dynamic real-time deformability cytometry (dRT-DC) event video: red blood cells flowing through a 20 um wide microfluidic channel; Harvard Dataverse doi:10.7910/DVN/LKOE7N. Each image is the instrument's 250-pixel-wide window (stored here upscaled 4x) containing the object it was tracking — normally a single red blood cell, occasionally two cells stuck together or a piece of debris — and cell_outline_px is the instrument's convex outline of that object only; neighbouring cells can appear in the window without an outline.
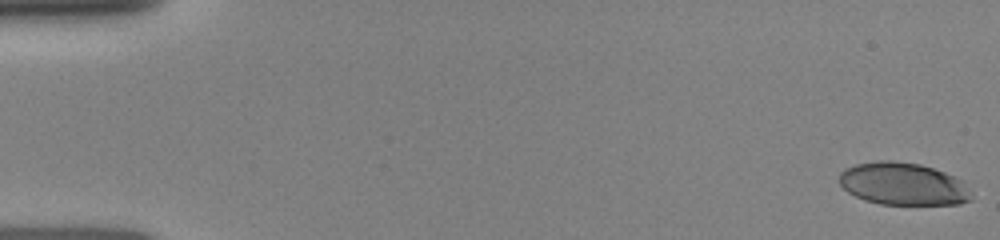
{"species": "human", "species_latin": "Homo sapiens", "temperature_condition": "room temperature", "stored_images_in_passage": 7, "camera_frame_rate_fps": 3000, "um_per_image_px": 0.085, "donor": {"sex": "female"}, "frame": {"image": 1, "passage_image": 1, "time_ms": 0.0, "image_size_px": [1000, 240], "cell_outline_px": [[972, 200], [960, 204], [880, 204], [864, 200], [848, 192], [840, 184], [840, 172], [844, 168], [856, 164], [876, 160], [892, 160], [920, 164], [944, 172], [960, 180]], "centroid_in_image_um": [76.69, 15.62], "position_along_channel_um": 8.3, "area_um2": 32.37}}
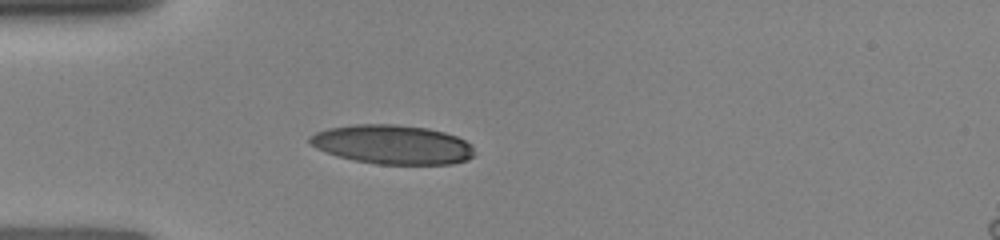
{"frame": {"image": 2, "passage_image": 5, "time_ms": 4.333, "image_size_px": [1000, 240], "cell_outline_px": [[476, 156], [468, 160], [452, 164], [376, 164], [336, 156], [316, 148], [308, 140], [308, 136], [316, 132], [328, 128], [356, 124], [396, 124], [428, 128], [444, 132], [456, 136], [472, 144], [476, 152]], "centroid_in_image_um": [33.4, 12.29], "position_along_channel_um": 51.6, "area_um2": 37.86}}
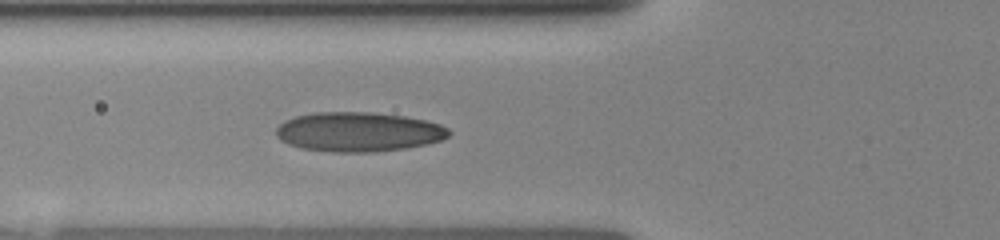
{"frame": {"image": 3, "passage_image": 7, "time_ms": 5.667, "image_size_px": [1000, 240], "cell_outline_px": [[452, 132], [448, 136], [440, 140], [424, 144], [404, 148], [372, 152], [332, 152], [300, 148], [288, 144], [280, 140], [276, 136], [276, 128], [284, 120], [296, 116], [316, 112], [368, 112], [404, 116], [424, 120], [440, 124], [448, 128]], "centroid_in_image_um": [30.43, 11.21], "position_along_channel_um": 95.4, "area_um2": 39.71}}